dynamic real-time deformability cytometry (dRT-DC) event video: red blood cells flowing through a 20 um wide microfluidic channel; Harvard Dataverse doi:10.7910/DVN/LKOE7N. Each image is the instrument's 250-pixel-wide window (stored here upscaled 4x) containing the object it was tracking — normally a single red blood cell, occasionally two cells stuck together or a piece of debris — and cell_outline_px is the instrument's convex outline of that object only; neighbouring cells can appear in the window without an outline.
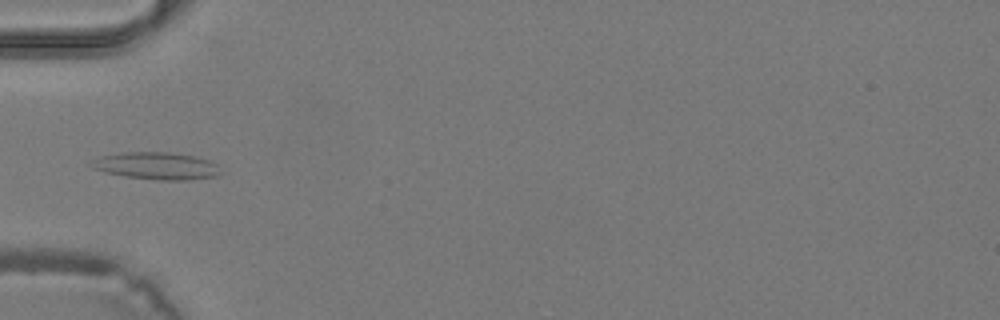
{"species": "common noctule bat (a hibernating species)", "species_latin": "Nyctalus noctula", "temperature_condition": "warm", "stored_images_in_passage": 27, "camera_frame_rate_fps": 3000, "um_per_image_px": 0.085, "animal": {"sex": "male", "body_mass_g": 19.2, "forearm_length_mm": 51.8}, "frame": {"image": 1, "passage_image": 1, "time_ms": 0.0, "image_size_px": [1000, 320], "cell_outline_px": [[220, 172], [216, 176], [184, 180], [160, 180], [124, 176], [104, 172], [92, 168], [88, 164], [92, 160], [100, 156], [124, 152], [168, 152], [196, 156], [212, 160], [216, 164]], "centroid_in_image_um": [13.27, 14.09], "position_along_channel_um": 71.7, "area_um2": 20.58}}
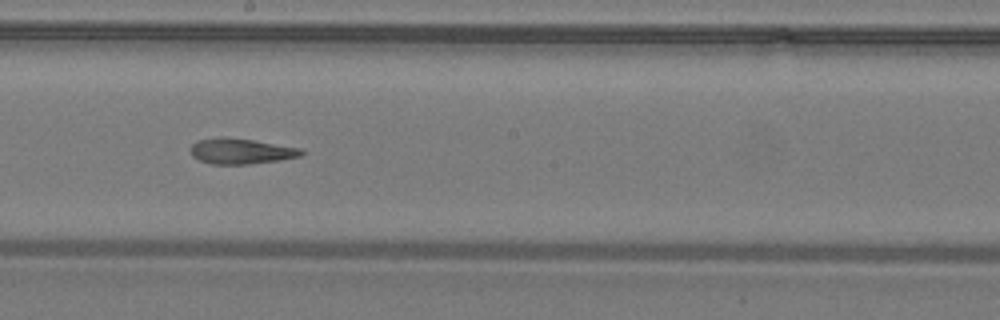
{"frame": {"image": 2, "passage_image": 10, "time_ms": 3.0, "image_size_px": [1000, 320], "cell_outline_px": [[304, 152], [300, 156], [280, 160], [248, 164], [212, 164], [200, 160], [192, 156], [188, 148], [196, 140], [220, 136], [224, 136], [252, 140], [300, 148]], "centroid_in_image_um": [20.41, 12.84], "position_along_channel_um": 227.8, "area_um2": 16.59}}
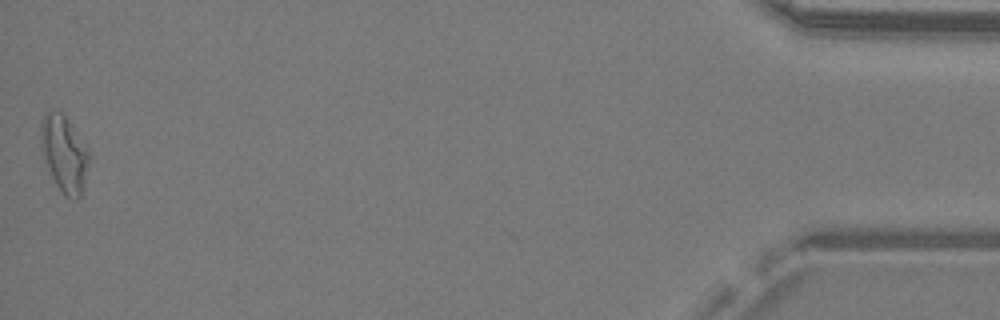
{"frame": {"image": 3, "passage_image": 27, "time_ms": 8.667, "image_size_px": [1000, 320], "cell_outline_px": [[88, 164], [84, 188], [80, 196], [76, 200], [64, 196], [56, 184], [52, 176], [44, 156], [40, 144], [40, 124], [44, 112], [60, 112], [72, 124], [88, 148]], "centroid_in_image_um": [5.46, 13.07], "position_along_channel_um": 429.7, "area_um2": 21.33}}